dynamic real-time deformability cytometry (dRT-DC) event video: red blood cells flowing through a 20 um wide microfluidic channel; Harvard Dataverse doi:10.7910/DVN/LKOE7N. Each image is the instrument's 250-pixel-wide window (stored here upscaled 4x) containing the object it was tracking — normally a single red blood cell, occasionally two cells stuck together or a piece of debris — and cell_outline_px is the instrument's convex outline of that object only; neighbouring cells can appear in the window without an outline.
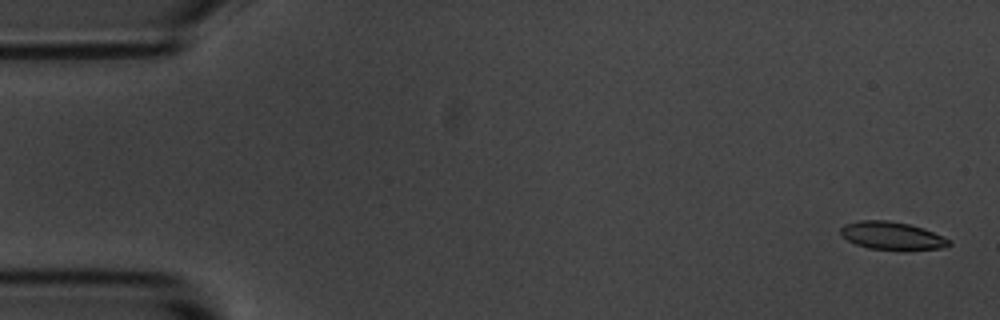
{"species": "common noctule bat (a hibernating species)", "species_latin": "Nyctalus noctula", "temperature_condition": "room temperature", "stored_images_in_passage": 6, "camera_frame_rate_fps": 3000, "um_per_image_px": 0.085, "animal": {"sex": "male", "body_mass_g": 20.1, "forearm_length_mm": 53.5}, "frame": {"image": 1, "passage_image": 1, "time_ms": 0.0, "image_size_px": [1000, 320], "cell_outline_px": [[952, 244], [940, 248], [904, 252], [868, 248], [856, 244], [848, 240], [840, 232], [840, 228], [844, 224], [860, 220], [888, 220], [908, 224], [924, 228], [944, 236], [952, 240]], "centroid_in_image_um": [75.88, 20.06], "position_along_channel_um": 9.1, "area_um2": 18.15}}
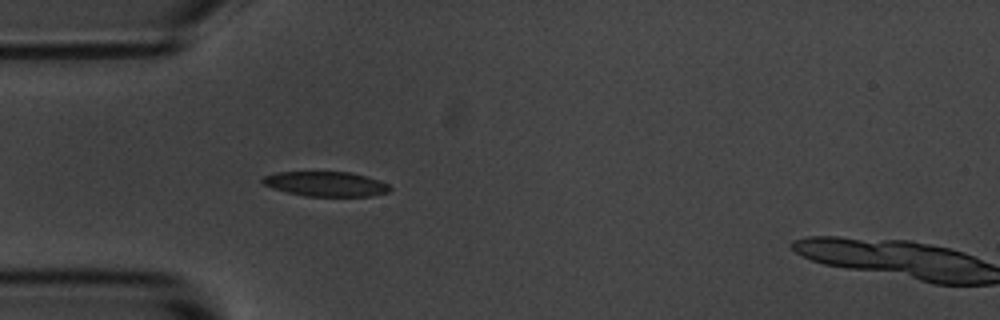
{"frame": {"image": 2, "passage_image": 5, "time_ms": 4.667, "image_size_px": [1000, 320], "cell_outline_px": [[392, 188], [388, 192], [372, 196], [304, 196], [272, 188], [264, 184], [260, 180], [264, 176], [276, 172], [352, 172], [368, 176], [380, 180], [388, 184]], "centroid_in_image_um": [27.72, 15.63], "position_along_channel_um": 57.3, "area_um2": 18.5}}